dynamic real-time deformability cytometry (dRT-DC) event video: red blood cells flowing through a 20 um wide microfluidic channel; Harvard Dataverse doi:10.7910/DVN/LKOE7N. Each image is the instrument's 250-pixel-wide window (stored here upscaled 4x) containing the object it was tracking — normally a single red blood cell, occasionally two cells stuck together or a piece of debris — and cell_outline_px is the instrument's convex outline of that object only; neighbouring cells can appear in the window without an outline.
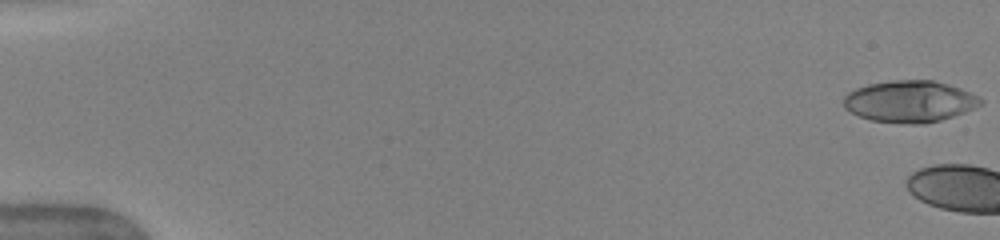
{"species": "human", "species_latin": "Homo sapiens", "temperature_condition": "warm", "stored_images_in_passage": 5, "camera_frame_rate_fps": 3000, "um_per_image_px": 0.085, "donor": {"sex": "female"}, "frame": {"image": 1, "passage_image": 1, "time_ms": 0.0, "image_size_px": [1000, 240], "cell_outline_px": [[984, 104], [964, 112], [940, 120], [924, 124], [912, 124], [872, 120], [860, 116], [844, 108], [844, 96], [848, 92], [856, 88], [868, 84], [892, 80], [932, 80], [948, 84], [960, 88], [980, 96], [984, 100]], "centroid_in_image_um": [77.36, 8.61], "position_along_channel_um": 7.6, "area_um2": 33.23}}